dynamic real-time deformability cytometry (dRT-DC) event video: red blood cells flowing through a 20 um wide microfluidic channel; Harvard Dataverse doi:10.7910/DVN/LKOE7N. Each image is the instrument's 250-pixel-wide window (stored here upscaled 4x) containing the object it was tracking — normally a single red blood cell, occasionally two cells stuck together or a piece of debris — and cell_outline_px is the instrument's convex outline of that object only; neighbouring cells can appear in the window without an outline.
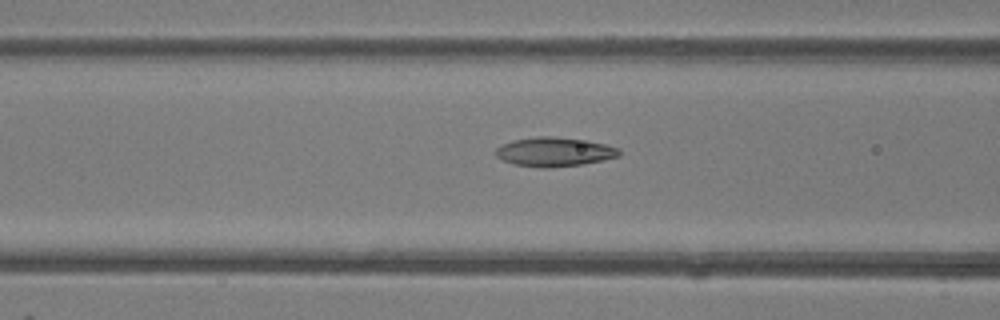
{"species": "common noctule bat (a hibernating species)", "species_latin": "Nyctalus noctula", "temperature_condition": "room temperature", "stored_images_in_passage": 9, "camera_frame_rate_fps": 3000, "um_per_image_px": 0.085, "animal": {"sex": "female"}, "frame": {"image": 1, "passage_image": 7, "time_ms": 2.0, "image_size_px": [1000, 320], "cell_outline_px": [[620, 156], [604, 160], [580, 164], [548, 168], [540, 168], [512, 164], [496, 156], [496, 148], [512, 140], [536, 136], [552, 136], [588, 140], [608, 144], [620, 148]], "centroid_in_image_um": [47.15, 12.9], "position_along_channel_um": 119.4, "area_um2": 21.15}}